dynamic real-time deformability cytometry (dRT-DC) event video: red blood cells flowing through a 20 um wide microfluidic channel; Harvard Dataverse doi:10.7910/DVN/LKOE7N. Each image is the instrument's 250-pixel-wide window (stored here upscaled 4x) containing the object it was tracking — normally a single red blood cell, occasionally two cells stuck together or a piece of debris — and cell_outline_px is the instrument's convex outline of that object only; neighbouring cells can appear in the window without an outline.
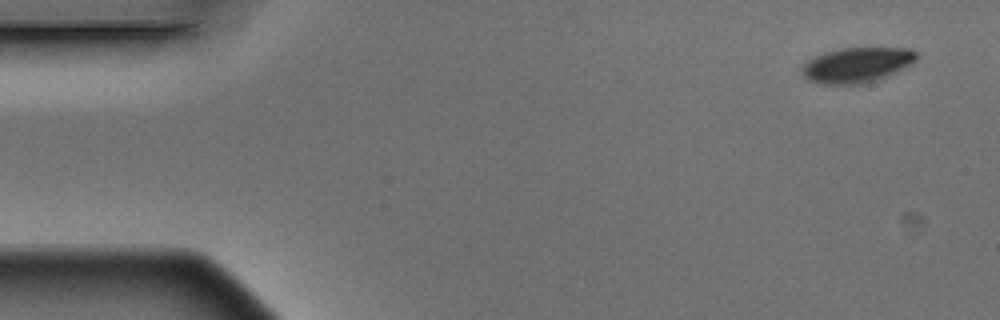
{"species": "Egyptian fruit bat (a non-hibernating species)", "species_latin": "Rousettus aegyptiacus", "temperature_condition": "warm", "stored_images_in_passage": 4, "camera_frame_rate_fps": 3000, "um_per_image_px": 0.085, "animal": {"sex": "male"}, "frame": {"image": 1, "passage_image": 1, "time_ms": 0.0, "image_size_px": [1000, 320], "cell_outline_px": [[916, 60], [912, 64], [888, 76], [876, 80], [860, 84], [820, 84], [808, 80], [804, 76], [804, 64], [808, 60], [824, 52], [840, 48], [908, 48], [916, 52]], "centroid_in_image_um": [72.85, 5.52], "position_along_channel_um": 12.1, "area_um2": 23.29}}
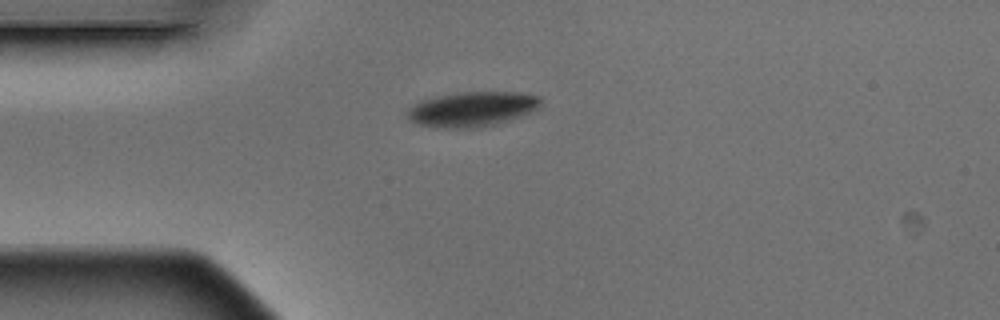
{"frame": {"image": 2, "passage_image": 4, "time_ms": 1.0, "image_size_px": [1000, 320], "cell_outline_px": [[540, 108], [532, 112], [496, 124], [472, 128], [436, 128], [416, 124], [408, 120], [408, 108], [420, 100], [436, 96], [456, 92], [520, 92], [540, 96]], "centroid_in_image_um": [40.11, 9.27], "position_along_channel_um": 44.9, "area_um2": 27.4}}